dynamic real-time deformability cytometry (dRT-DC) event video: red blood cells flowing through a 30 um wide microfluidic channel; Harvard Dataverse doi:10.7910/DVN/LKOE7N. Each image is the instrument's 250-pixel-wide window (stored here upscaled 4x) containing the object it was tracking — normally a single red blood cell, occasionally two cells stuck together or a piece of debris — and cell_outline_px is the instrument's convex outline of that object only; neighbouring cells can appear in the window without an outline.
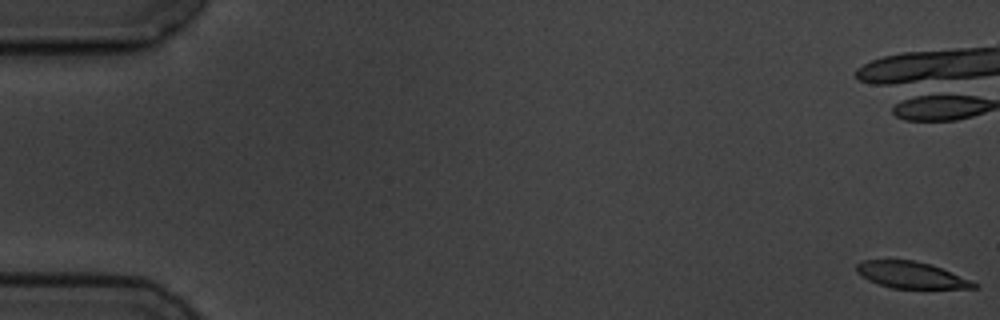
{"species": "common noctule bat (a hibernating species)", "species_latin": "Nyctalus noctula", "temperature_condition": "cold", "stored_images_in_passage": 16, "camera_frame_rate_fps": 3000, "um_per_image_px": 0.085, "animal": {"sex": "male", "body_mass_g": 19.5, "forearm_length_mm": 54.6}, "frame": {"image": 1, "passage_image": 1, "time_ms": 0.0, "image_size_px": [1000, 320], "cell_outline_px": [[980, 288], [892, 288], [868, 280], [860, 276], [856, 272], [856, 264], [860, 260], [912, 260], [932, 264], [972, 280], [980, 284]], "centroid_in_image_um": [77.47, 23.37], "position_along_channel_um": 7.5, "area_um2": 18.32}}
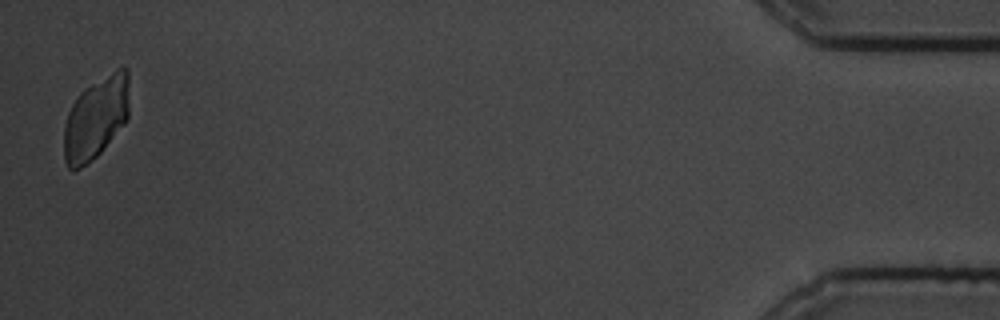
{"frame": {"image": 2, "passage_image": 16, "time_ms": 20.667, "image_size_px": [1000, 320], "cell_outline_px": [[128, 116], [124, 124], [100, 152], [88, 164], [72, 172], [68, 168], [64, 160], [64, 124], [68, 112], [72, 104], [80, 92], [84, 88], [116, 68], [124, 64], [128, 68]], "centroid_in_image_um": [8.14, 10.01], "position_along_channel_um": 427.1, "area_um2": 31.62}, "authors_computed_cell_mechanics": {"area_um2": 19.3919, "velocity_mm_per_s": 3.538, "shape_relaxation_time_tau1_ms": 1.4854, "shape_relaxation_time_tau2_ms": 8.1661, "deformation_change_tau1": 0.0899, "deformation_change_tau2": 0.1278}}